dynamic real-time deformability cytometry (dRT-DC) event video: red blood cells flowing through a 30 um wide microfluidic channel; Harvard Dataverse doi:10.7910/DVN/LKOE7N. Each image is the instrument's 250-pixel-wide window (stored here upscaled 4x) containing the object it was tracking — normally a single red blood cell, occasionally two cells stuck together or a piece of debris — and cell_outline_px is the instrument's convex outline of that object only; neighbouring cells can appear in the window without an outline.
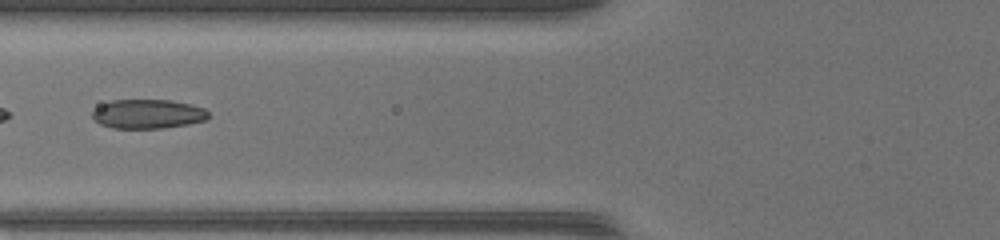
{"species": "common noctule bat (a hibernating species)", "species_latin": "Nyctalus noctula", "temperature_condition": "warm", "stored_images_in_passage": 11, "camera_frame_rate_fps": 3000, "um_per_image_px": 0.085, "animal": {"sex": "female", "body_mass_g": 17.0, "forearm_length_mm": 48.0}, "frame": {"image": 1, "passage_image": 4, "time_ms": 1.0, "image_size_px": [1000, 240], "cell_outline_px": [[208, 116], [204, 120], [188, 124], [164, 128], [112, 128], [100, 124], [92, 120], [92, 112], [100, 104], [112, 100], [172, 100], [204, 108], [208, 112]], "centroid_in_image_um": [12.51, 9.69], "position_along_channel_um": 113.3, "area_um2": 19.77}}